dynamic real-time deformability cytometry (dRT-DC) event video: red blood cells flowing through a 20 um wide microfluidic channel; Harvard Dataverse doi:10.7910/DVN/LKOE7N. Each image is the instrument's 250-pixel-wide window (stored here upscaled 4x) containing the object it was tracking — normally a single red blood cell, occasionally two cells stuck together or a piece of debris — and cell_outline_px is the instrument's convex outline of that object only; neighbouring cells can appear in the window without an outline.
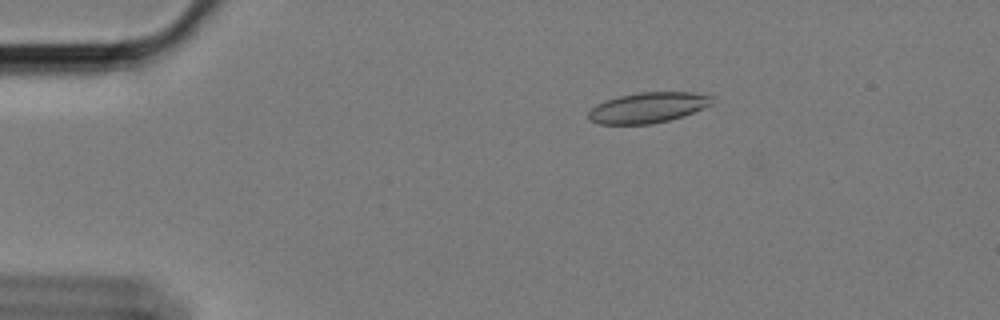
{"species": "Egyptian fruit bat (a non-hibernating species)", "species_latin": "Rousettus aegyptiacus", "temperature_condition": "cold", "stored_images_in_passage": 54, "camera_frame_rate_fps": 3000, "um_per_image_px": 0.085, "animal": {"sex": "female"}, "frame": {"image": 1, "passage_image": 6, "time_ms": 1.667, "image_size_px": [1000, 320], "cell_outline_px": [[712, 104], [684, 116], [668, 120], [648, 124], [600, 124], [592, 120], [588, 116], [588, 112], [596, 104], [620, 96], [640, 92], [692, 92], [712, 96]], "centroid_in_image_um": [55.09, 9.14], "position_along_channel_um": 29.9, "area_um2": 21.68}}
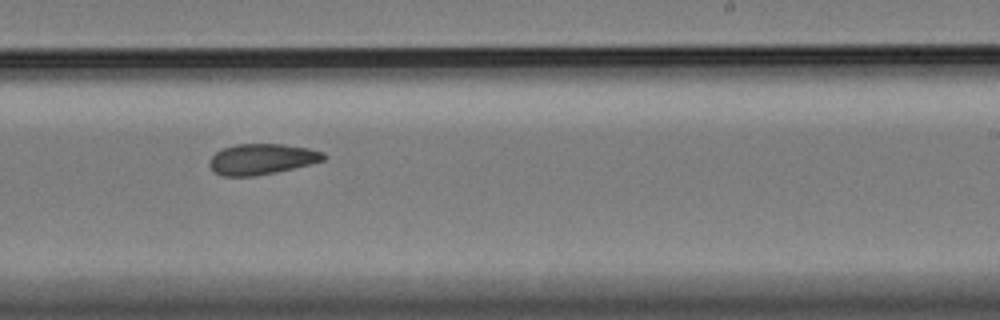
{"frame": {"image": 2, "passage_image": 32, "time_ms": 10.333, "image_size_px": [1000, 320], "cell_outline_px": [[328, 156], [324, 160], [276, 172], [256, 176], [224, 176], [216, 172], [208, 164], [208, 160], [216, 152], [224, 148], [236, 144], [284, 144], [308, 148], [324, 152]], "centroid_in_image_um": [22.26, 13.52], "position_along_channel_um": 266.7, "area_um2": 20.35}}
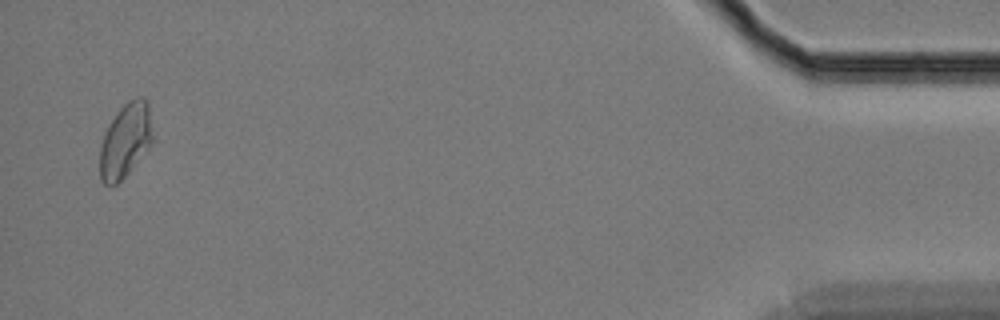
{"frame": {"image": 3, "passage_image": 53, "time_ms": 17.333, "image_size_px": [1000, 320], "cell_outline_px": [[152, 144], [128, 172], [116, 184], [104, 184], [100, 180], [100, 148], [104, 132], [108, 124], [120, 108], [128, 100], [136, 96], [144, 96], [148, 100], [152, 136]], "centroid_in_image_um": [10.65, 11.9], "position_along_channel_um": 424.5, "area_um2": 22.77}, "authors_computed_cell_mechanics": {"area_um2": 21.2993, "velocity_mm_per_s": 3.3763, "shape_relaxation_time_tau1_ms": null, "shape_relaxation_time_tau2_ms": 9.7582, "deformation_change_tau1": null, "deformation_change_tau2": 0.1501}}